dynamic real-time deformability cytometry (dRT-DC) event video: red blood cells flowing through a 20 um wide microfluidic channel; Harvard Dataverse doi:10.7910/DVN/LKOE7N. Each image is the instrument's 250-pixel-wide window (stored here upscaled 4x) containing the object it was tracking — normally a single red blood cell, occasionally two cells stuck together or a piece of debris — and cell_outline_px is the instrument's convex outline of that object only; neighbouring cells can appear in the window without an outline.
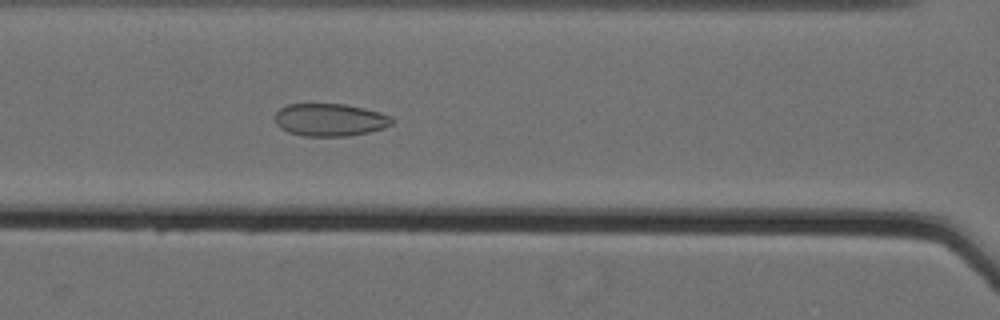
{"species": "Egyptian fruit bat (a non-hibernating species)", "species_latin": "Rousettus aegyptiacus", "temperature_condition": "cold", "stored_images_in_passage": 46, "camera_frame_rate_fps": 3000, "um_per_image_px": 0.085, "animal": {"sex": "female"}, "frame": {"image": 1, "passage_image": 16, "time_ms": 5.0, "image_size_px": [1000, 320], "cell_outline_px": [[392, 124], [384, 128], [368, 132], [348, 136], [304, 136], [288, 132], [280, 128], [276, 124], [276, 112], [280, 108], [288, 104], [344, 104], [364, 108], [380, 112], [392, 116]], "centroid_in_image_um": [28.05, 10.18], "position_along_channel_um": 138.6, "area_um2": 22.25}}
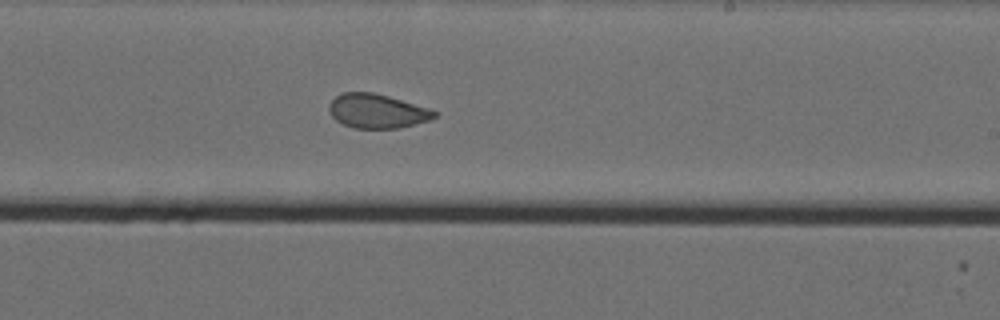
{"frame": {"image": 2, "passage_image": 26, "time_ms": 8.333, "image_size_px": [1000, 320], "cell_outline_px": [[436, 116], [428, 120], [400, 128], [352, 128], [336, 120], [332, 116], [328, 108], [328, 104], [336, 96], [344, 92], [372, 92], [388, 96], [428, 108], [436, 112]], "centroid_in_image_um": [32.01, 9.44], "position_along_channel_um": 257.0, "area_um2": 20.75}}
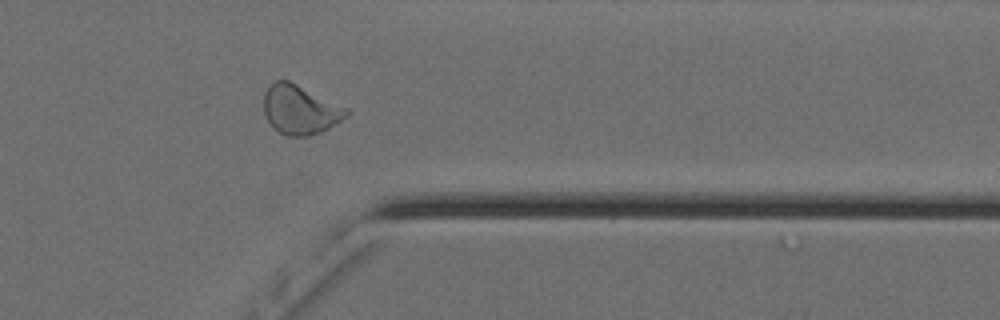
{"frame": {"image": 3, "passage_image": 37, "time_ms": 12.0, "image_size_px": [1000, 320], "cell_outline_px": [[348, 116], [328, 128], [320, 132], [308, 136], [288, 136], [280, 132], [268, 120], [264, 112], [264, 92], [268, 84], [276, 80], [288, 80], [348, 108]], "centroid_in_image_um": [25.5, 9.3], "position_along_channel_um": 385.9, "area_um2": 23.47}, "authors_computed_cell_mechanics": {"area_um2": 22.831, "velocity_mm_per_s": 3.559, "shape_relaxation_time_tau1_ms": null, "shape_relaxation_time_tau2_ms": 1.2699, "deformation_change_tau1": null, "deformation_change_tau2": 0.0588}}